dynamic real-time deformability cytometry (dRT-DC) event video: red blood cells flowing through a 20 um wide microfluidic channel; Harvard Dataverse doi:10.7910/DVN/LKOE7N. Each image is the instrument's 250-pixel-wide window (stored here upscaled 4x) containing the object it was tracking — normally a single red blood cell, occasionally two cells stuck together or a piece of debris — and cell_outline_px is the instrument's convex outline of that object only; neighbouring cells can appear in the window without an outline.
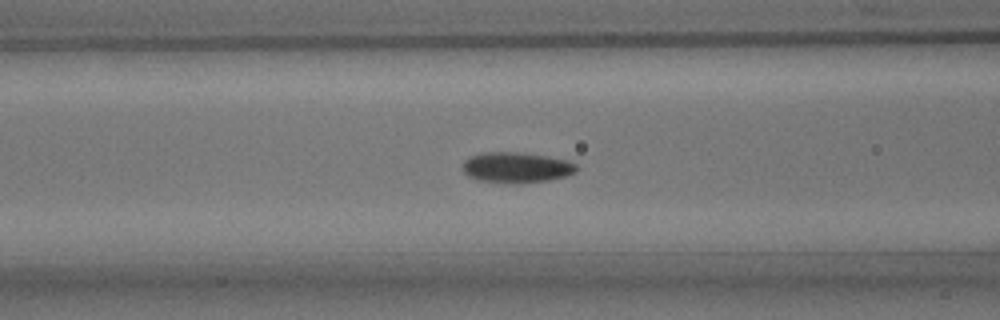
{"species": "common noctule bat (a hibernating species)", "species_latin": "Nyctalus noctula", "temperature_condition": "room temperature", "stored_images_in_passage": 38, "camera_frame_rate_fps": 3000, "um_per_image_px": 0.085, "animal": {"sex": "male", "body_mass_g": 15.6}, "frame": {"image": 1, "passage_image": 5, "time_ms": 1.333, "image_size_px": [1000, 320], "cell_outline_px": [[580, 168], [576, 172], [564, 176], [548, 180], [512, 184], [476, 180], [468, 176], [460, 168], [464, 160], [472, 156], [484, 152], [520, 152], [548, 156], [568, 160], [576, 164]], "centroid_in_image_um": [43.88, 14.23], "position_along_channel_um": 122.7, "area_um2": 20.58}}
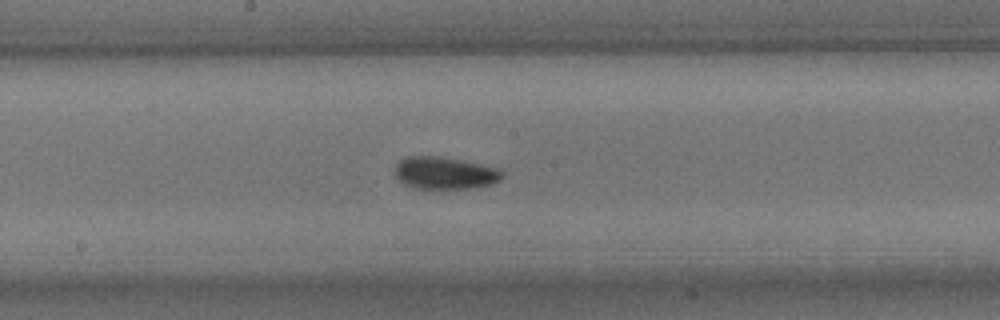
{"frame": {"image": 2, "passage_image": 12, "time_ms": 3.667, "image_size_px": [1000, 320], "cell_outline_px": [[504, 176], [500, 180], [492, 184], [472, 188], [412, 188], [404, 184], [396, 176], [396, 164], [400, 160], [408, 156], [436, 156], [460, 160], [480, 164], [496, 168]], "centroid_in_image_um": [37.79, 14.71], "position_along_channel_um": 210.4, "area_um2": 19.88}}
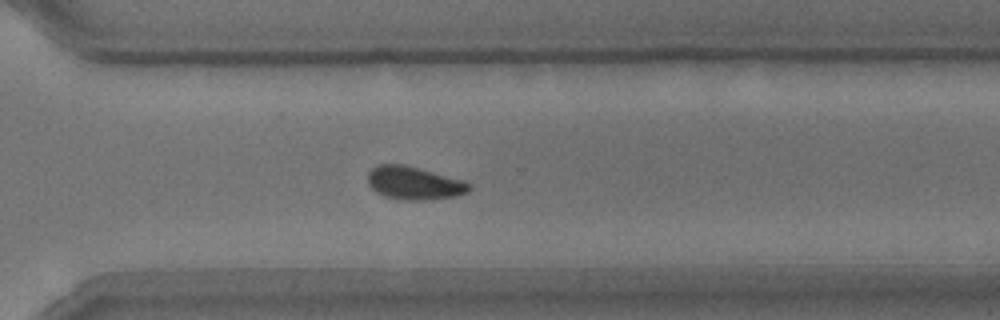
{"frame": {"image": 3, "passage_image": 22, "time_ms": 7.0, "image_size_px": [1000, 320], "cell_outline_px": [[472, 188], [468, 192], [456, 196], [420, 200], [408, 200], [384, 196], [376, 192], [368, 184], [368, 172], [372, 168], [380, 164], [404, 164], [464, 180], [472, 184]], "centroid_in_image_um": [35.22, 15.55], "position_along_channel_um": 335.4, "area_um2": 19.54}}